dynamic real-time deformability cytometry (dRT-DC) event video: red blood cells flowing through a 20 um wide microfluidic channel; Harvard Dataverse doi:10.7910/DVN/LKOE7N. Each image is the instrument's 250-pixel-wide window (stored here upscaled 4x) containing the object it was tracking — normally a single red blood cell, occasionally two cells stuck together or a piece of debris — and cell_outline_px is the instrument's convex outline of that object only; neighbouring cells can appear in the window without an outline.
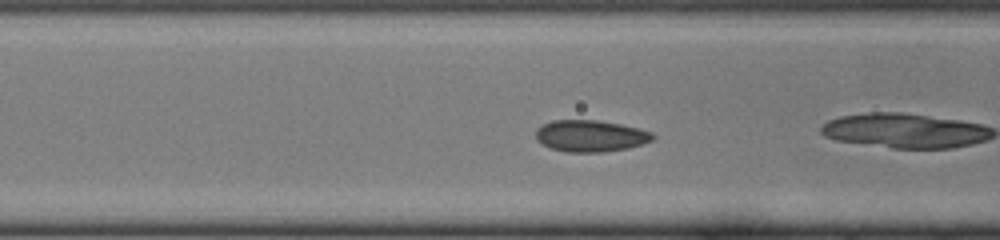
{"species": "common noctule bat (a hibernating species)", "species_latin": "Nyctalus noctula", "temperature_condition": "cold", "stored_images_in_passage": 27, "camera_frame_rate_fps": 3000, "um_per_image_px": 0.085, "animal": {"sex": "female", "body_mass_g": 22.0, "forearm_length_mm": 56.7}, "frame": {"image": 1, "passage_image": 12, "time_ms": 3.667, "image_size_px": [1000, 240], "cell_outline_px": [[656, 136], [652, 140], [644, 144], [628, 148], [604, 152], [564, 152], [552, 148], [536, 140], [536, 128], [552, 120], [596, 120], [620, 124], [640, 128], [652, 132]], "centroid_in_image_um": [50.22, 11.55], "position_along_channel_um": 116.4, "area_um2": 21.68}}